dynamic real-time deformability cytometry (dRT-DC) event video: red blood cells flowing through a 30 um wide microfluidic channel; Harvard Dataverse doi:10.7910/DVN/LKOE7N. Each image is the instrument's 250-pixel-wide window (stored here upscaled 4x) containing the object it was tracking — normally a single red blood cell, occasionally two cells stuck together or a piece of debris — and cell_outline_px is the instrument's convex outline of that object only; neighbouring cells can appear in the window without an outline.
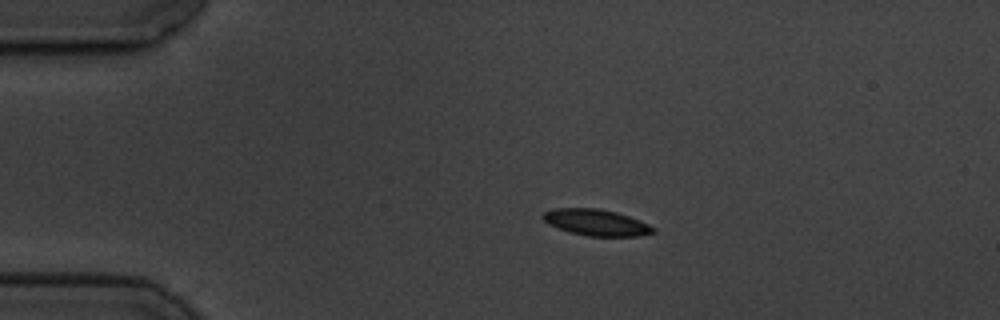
{"species": "common noctule bat (a hibernating species)", "species_latin": "Nyctalus noctula", "temperature_condition": "cold", "stored_images_in_passage": 13, "camera_frame_rate_fps": 3000, "um_per_image_px": 0.085, "animal": {"sex": "male", "body_mass_g": 19.5, "forearm_length_mm": 54.6}, "frame": {"image": 1, "passage_image": 1, "time_ms": 0.0, "image_size_px": [1000, 320], "cell_outline_px": [[656, 232], [640, 236], [588, 236], [568, 232], [548, 224], [540, 216], [544, 212], [556, 208], [600, 208], [616, 212], [628, 216], [648, 224], [656, 228]], "centroid_in_image_um": [50.67, 18.91], "position_along_channel_um": 34.3, "area_um2": 16.99}}
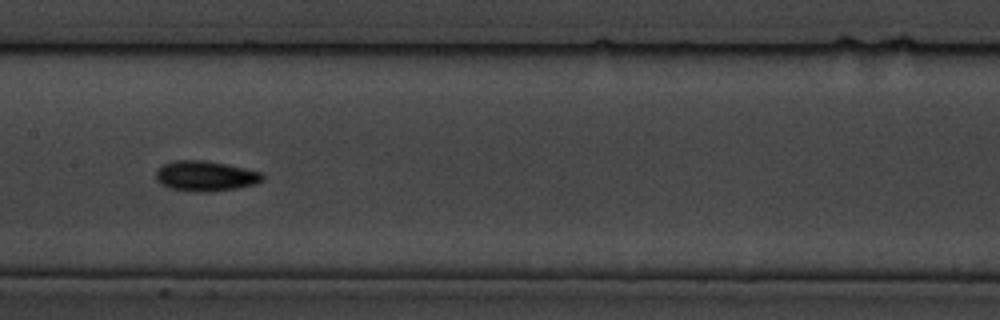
{"frame": {"image": 2, "passage_image": 6, "time_ms": 5.667, "image_size_px": [1000, 320], "cell_outline_px": [[264, 180], [256, 184], [236, 188], [196, 192], [168, 188], [160, 184], [156, 180], [156, 172], [164, 164], [176, 160], [204, 160], [228, 164], [264, 172]], "centroid_in_image_um": [17.5, 14.95], "position_along_channel_um": 189.9, "area_um2": 18.84}}
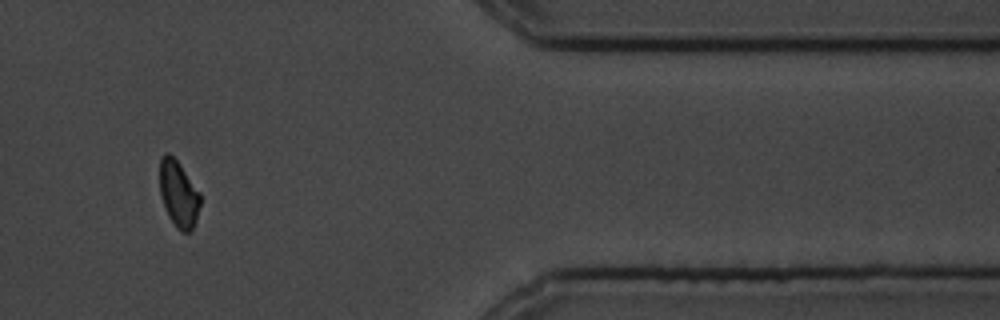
{"frame": {"image": 3, "passage_image": 11, "time_ms": 12.333, "image_size_px": [1000, 320], "cell_outline_px": [[200, 204], [196, 220], [192, 232], [180, 232], [176, 228], [168, 216], [160, 196], [160, 156], [164, 152], [168, 152], [180, 164], [200, 192]], "centroid_in_image_um": [15.17, 16.49], "position_along_channel_um": 396.2, "area_um2": 15.9}, "authors_computed_cell_mechanics": {"area_um2": 17.1666, "velocity_mm_per_s": 3.5182, "shape_relaxation_time_tau1_ms": 3.1037, "shape_relaxation_time_tau2_ms": 4.0883, "deformation_change_tau1": 0.0687, "deformation_change_tau2": 0.0859}}